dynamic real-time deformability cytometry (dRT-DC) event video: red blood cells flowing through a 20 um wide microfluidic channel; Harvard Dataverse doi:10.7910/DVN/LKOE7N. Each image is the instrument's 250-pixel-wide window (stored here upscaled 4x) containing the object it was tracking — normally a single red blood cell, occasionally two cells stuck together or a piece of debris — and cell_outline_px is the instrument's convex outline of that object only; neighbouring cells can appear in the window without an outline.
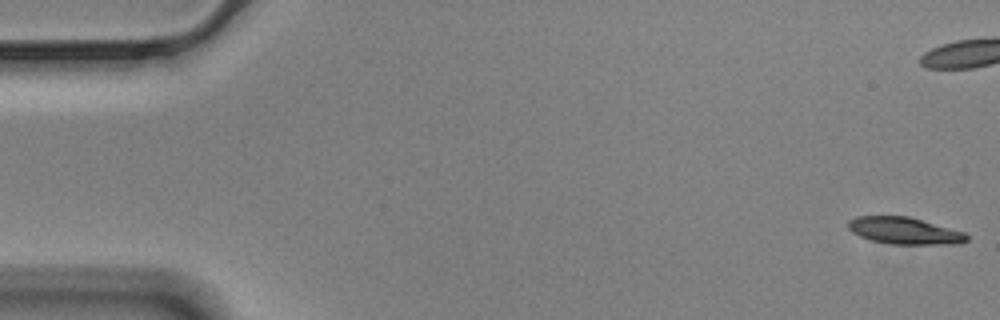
{"species": "Egyptian fruit bat (a non-hibernating species)", "species_latin": "Rousettus aegyptiacus", "temperature_condition": "cold", "stored_images_in_passage": 58, "camera_frame_rate_fps": 3000, "um_per_image_px": 0.085, "animal": {"sex": "male"}, "frame": {"image": 1, "passage_image": 1, "time_ms": 0.0, "image_size_px": [1000, 320], "cell_outline_px": [[968, 240], [960, 244], [888, 244], [872, 240], [860, 236], [852, 232], [848, 228], [848, 220], [856, 216], [908, 216], [964, 232], [968, 236]], "centroid_in_image_um": [76.87, 19.61], "position_along_channel_um": 8.1, "area_um2": 18.55}}
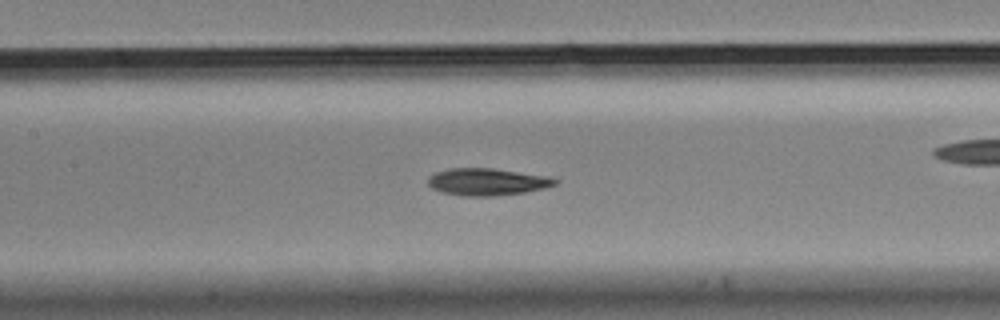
{"frame": {"image": 2, "passage_image": 26, "time_ms": 8.333, "image_size_px": [1000, 320], "cell_outline_px": [[560, 180], [556, 184], [544, 188], [524, 192], [492, 196], [460, 196], [444, 192], [432, 188], [428, 184], [428, 176], [436, 172], [448, 168], [492, 168], [552, 176]], "centroid_in_image_um": [41.44, 15.44], "position_along_channel_um": 166.0, "area_um2": 20.23}}
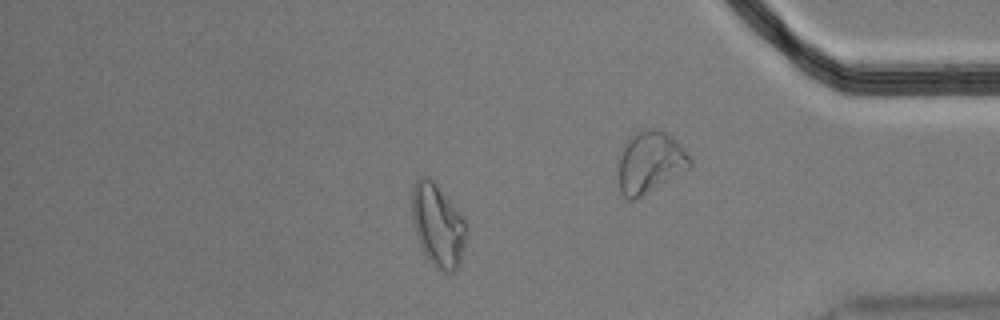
{"frame": {"image": 3, "passage_image": 49, "time_ms": 16.0, "image_size_px": [1000, 320], "cell_outline_px": [[468, 236], [460, 260], [456, 268], [452, 272], [444, 272], [436, 268], [432, 264], [424, 252], [416, 236], [412, 220], [412, 184], [420, 176], [428, 176], [436, 180], [464, 216], [468, 224]], "centroid_in_image_um": [37.24, 19.07], "position_along_channel_um": 398.0, "area_um2": 27.11}, "authors_computed_cell_mechanics": {"area_um2": 19.8543, "velocity_mm_per_s": 3.4808, "shape_relaxation_time_tau1_ms": 9.5262, "shape_relaxation_time_tau2_ms": 3.9698, "deformation_change_tau1": 0.2302, "deformation_change_tau2": 0.1072}}